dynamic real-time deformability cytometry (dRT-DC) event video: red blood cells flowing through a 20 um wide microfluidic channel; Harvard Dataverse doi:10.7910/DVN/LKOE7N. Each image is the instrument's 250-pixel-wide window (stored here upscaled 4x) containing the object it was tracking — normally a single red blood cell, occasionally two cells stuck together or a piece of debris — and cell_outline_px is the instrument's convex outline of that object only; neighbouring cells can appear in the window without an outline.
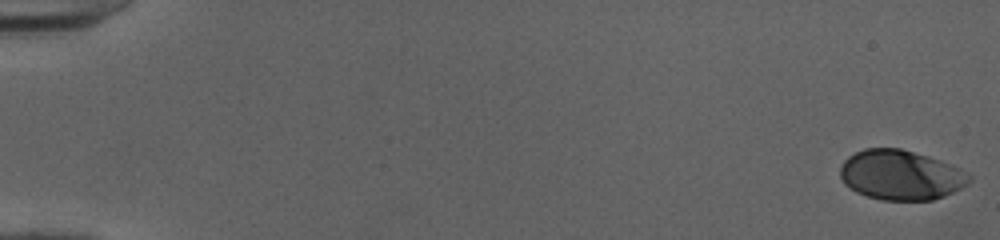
{"species": "human", "species_latin": "Homo sapiens", "temperature_condition": "cold", "stored_images_in_passage": 52, "camera_frame_rate_fps": 3000, "um_per_image_px": 0.085, "donor": {"sex": "female"}, "frame": {"image": 1, "passage_image": 1, "time_ms": 0.0, "image_size_px": [1000, 240], "cell_outline_px": [[972, 180], [968, 184], [944, 196], [932, 200], [880, 200], [856, 192], [844, 184], [840, 176], [840, 168], [844, 160], [848, 156], [864, 148], [900, 148], [928, 156], [940, 160], [960, 168], [968, 172], [972, 176]], "centroid_in_image_um": [76.57, 14.88], "position_along_channel_um": 8.4, "area_um2": 37.63}}
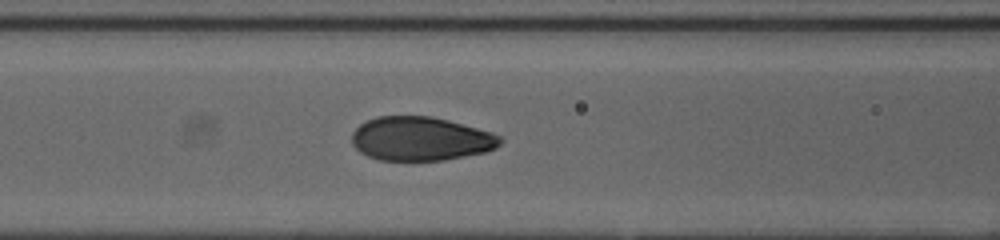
{"frame": {"image": 2, "passage_image": 24, "time_ms": 7.667, "image_size_px": [1000, 240], "cell_outline_px": [[504, 140], [496, 148], [484, 152], [444, 160], [380, 160], [368, 156], [360, 152], [352, 144], [352, 132], [360, 124], [376, 116], [432, 116], [448, 120], [492, 132], [500, 136]], "centroid_in_image_um": [35.76, 11.79], "position_along_channel_um": 130.8, "area_um2": 37.92}}
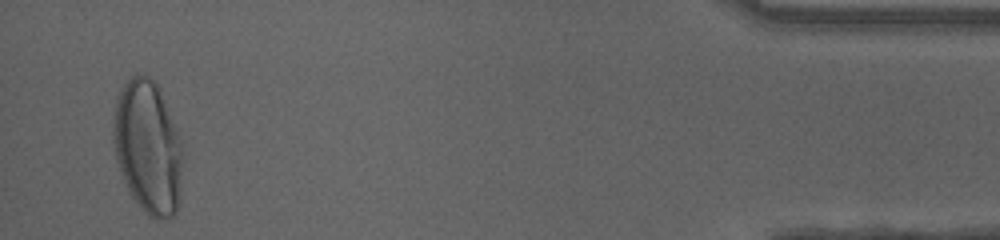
{"frame": {"image": 3, "passage_image": 51, "time_ms": 16.667, "image_size_px": [1000, 240], "cell_outline_px": [[184, 160], [180, 192], [176, 212], [172, 216], [164, 220], [156, 220], [148, 216], [144, 212], [132, 196], [124, 180], [116, 160], [112, 140], [112, 120], [116, 96], [120, 88], [136, 72], [140, 72], [148, 76], [160, 88], [176, 132], [180, 144]], "centroid_in_image_um": [12.54, 12.5], "position_along_channel_um": 422.7, "area_um2": 54.33}, "authors_computed_cell_mechanics": {"area_um2": 38.9861, "velocity_mm_per_s": 4.0089, "shape_relaxation_time_tau1_ms": 3.1462, "shape_relaxation_time_tau2_ms": null, "deformation_change_tau1": 0.1704, "deformation_change_tau2": null}}